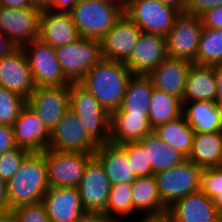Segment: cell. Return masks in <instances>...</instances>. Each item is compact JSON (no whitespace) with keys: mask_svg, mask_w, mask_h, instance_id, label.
<instances>
[{"mask_svg":"<svg viewBox=\"0 0 222 222\" xmlns=\"http://www.w3.org/2000/svg\"><path fill=\"white\" fill-rule=\"evenodd\" d=\"M116 6H126L125 0H100Z\"/></svg>","mask_w":222,"mask_h":222,"instance_id":"54","label":"cell"},{"mask_svg":"<svg viewBox=\"0 0 222 222\" xmlns=\"http://www.w3.org/2000/svg\"><path fill=\"white\" fill-rule=\"evenodd\" d=\"M111 186L102 165L93 157L88 162L77 187L85 212L104 213Z\"/></svg>","mask_w":222,"mask_h":222,"instance_id":"14","label":"cell"},{"mask_svg":"<svg viewBox=\"0 0 222 222\" xmlns=\"http://www.w3.org/2000/svg\"><path fill=\"white\" fill-rule=\"evenodd\" d=\"M141 29L124 13L99 40L102 59L124 62L135 48Z\"/></svg>","mask_w":222,"mask_h":222,"instance_id":"15","label":"cell"},{"mask_svg":"<svg viewBox=\"0 0 222 222\" xmlns=\"http://www.w3.org/2000/svg\"><path fill=\"white\" fill-rule=\"evenodd\" d=\"M49 187L44 151L31 152L7 182L8 210L41 202Z\"/></svg>","mask_w":222,"mask_h":222,"instance_id":"2","label":"cell"},{"mask_svg":"<svg viewBox=\"0 0 222 222\" xmlns=\"http://www.w3.org/2000/svg\"><path fill=\"white\" fill-rule=\"evenodd\" d=\"M153 133L175 150L181 152L186 158L191 152L194 131L186 123L184 116L158 125L152 129Z\"/></svg>","mask_w":222,"mask_h":222,"instance_id":"31","label":"cell"},{"mask_svg":"<svg viewBox=\"0 0 222 222\" xmlns=\"http://www.w3.org/2000/svg\"><path fill=\"white\" fill-rule=\"evenodd\" d=\"M182 112L180 98L153 88L149 105V123L152 129L182 116Z\"/></svg>","mask_w":222,"mask_h":222,"instance_id":"32","label":"cell"},{"mask_svg":"<svg viewBox=\"0 0 222 222\" xmlns=\"http://www.w3.org/2000/svg\"><path fill=\"white\" fill-rule=\"evenodd\" d=\"M76 222H115L108 218L104 213L85 212Z\"/></svg>","mask_w":222,"mask_h":222,"instance_id":"44","label":"cell"},{"mask_svg":"<svg viewBox=\"0 0 222 222\" xmlns=\"http://www.w3.org/2000/svg\"><path fill=\"white\" fill-rule=\"evenodd\" d=\"M60 67L71 83H78L100 60V41L80 37L75 42L54 48Z\"/></svg>","mask_w":222,"mask_h":222,"instance_id":"5","label":"cell"},{"mask_svg":"<svg viewBox=\"0 0 222 222\" xmlns=\"http://www.w3.org/2000/svg\"><path fill=\"white\" fill-rule=\"evenodd\" d=\"M98 146L88 135L77 115L69 108L51 131L48 149L94 154Z\"/></svg>","mask_w":222,"mask_h":222,"instance_id":"11","label":"cell"},{"mask_svg":"<svg viewBox=\"0 0 222 222\" xmlns=\"http://www.w3.org/2000/svg\"><path fill=\"white\" fill-rule=\"evenodd\" d=\"M51 1L52 0H28L29 6L39 12L49 10Z\"/></svg>","mask_w":222,"mask_h":222,"instance_id":"49","label":"cell"},{"mask_svg":"<svg viewBox=\"0 0 222 222\" xmlns=\"http://www.w3.org/2000/svg\"><path fill=\"white\" fill-rule=\"evenodd\" d=\"M0 222H21L14 210L0 212Z\"/></svg>","mask_w":222,"mask_h":222,"instance_id":"50","label":"cell"},{"mask_svg":"<svg viewBox=\"0 0 222 222\" xmlns=\"http://www.w3.org/2000/svg\"><path fill=\"white\" fill-rule=\"evenodd\" d=\"M40 13L31 7L12 9L0 5V32L16 47H22L39 38Z\"/></svg>","mask_w":222,"mask_h":222,"instance_id":"13","label":"cell"},{"mask_svg":"<svg viewBox=\"0 0 222 222\" xmlns=\"http://www.w3.org/2000/svg\"><path fill=\"white\" fill-rule=\"evenodd\" d=\"M214 206L217 210V213L222 220V191L221 194L213 199Z\"/></svg>","mask_w":222,"mask_h":222,"instance_id":"53","label":"cell"},{"mask_svg":"<svg viewBox=\"0 0 222 222\" xmlns=\"http://www.w3.org/2000/svg\"><path fill=\"white\" fill-rule=\"evenodd\" d=\"M26 149L16 147L0 156V178L8 182L21 167L24 159L30 154Z\"/></svg>","mask_w":222,"mask_h":222,"instance_id":"37","label":"cell"},{"mask_svg":"<svg viewBox=\"0 0 222 222\" xmlns=\"http://www.w3.org/2000/svg\"><path fill=\"white\" fill-rule=\"evenodd\" d=\"M222 158V131L194 133L187 159L201 169L220 167Z\"/></svg>","mask_w":222,"mask_h":222,"instance_id":"28","label":"cell"},{"mask_svg":"<svg viewBox=\"0 0 222 222\" xmlns=\"http://www.w3.org/2000/svg\"><path fill=\"white\" fill-rule=\"evenodd\" d=\"M146 152L153 174L182 163L187 158L157 137L153 131L138 141Z\"/></svg>","mask_w":222,"mask_h":222,"instance_id":"29","label":"cell"},{"mask_svg":"<svg viewBox=\"0 0 222 222\" xmlns=\"http://www.w3.org/2000/svg\"><path fill=\"white\" fill-rule=\"evenodd\" d=\"M190 65L185 59L167 56L148 76L155 89L182 100Z\"/></svg>","mask_w":222,"mask_h":222,"instance_id":"22","label":"cell"},{"mask_svg":"<svg viewBox=\"0 0 222 222\" xmlns=\"http://www.w3.org/2000/svg\"><path fill=\"white\" fill-rule=\"evenodd\" d=\"M181 11L159 0H128L124 14L145 33L166 36Z\"/></svg>","mask_w":222,"mask_h":222,"instance_id":"7","label":"cell"},{"mask_svg":"<svg viewBox=\"0 0 222 222\" xmlns=\"http://www.w3.org/2000/svg\"><path fill=\"white\" fill-rule=\"evenodd\" d=\"M39 38L53 48L80 38L70 12L42 11L39 17Z\"/></svg>","mask_w":222,"mask_h":222,"instance_id":"21","label":"cell"},{"mask_svg":"<svg viewBox=\"0 0 222 222\" xmlns=\"http://www.w3.org/2000/svg\"><path fill=\"white\" fill-rule=\"evenodd\" d=\"M70 109L98 145L109 143L111 114L79 83L70 84Z\"/></svg>","mask_w":222,"mask_h":222,"instance_id":"4","label":"cell"},{"mask_svg":"<svg viewBox=\"0 0 222 222\" xmlns=\"http://www.w3.org/2000/svg\"><path fill=\"white\" fill-rule=\"evenodd\" d=\"M217 107H218L220 122H221V125H222V104H217Z\"/></svg>","mask_w":222,"mask_h":222,"instance_id":"55","label":"cell"},{"mask_svg":"<svg viewBox=\"0 0 222 222\" xmlns=\"http://www.w3.org/2000/svg\"><path fill=\"white\" fill-rule=\"evenodd\" d=\"M132 184L120 183L111 186L109 193V199L106 205L104 214L118 222L117 219H121L122 216H131L132 214V196H131Z\"/></svg>","mask_w":222,"mask_h":222,"instance_id":"34","label":"cell"},{"mask_svg":"<svg viewBox=\"0 0 222 222\" xmlns=\"http://www.w3.org/2000/svg\"><path fill=\"white\" fill-rule=\"evenodd\" d=\"M202 30L201 17L182 11L165 36L168 57L195 63Z\"/></svg>","mask_w":222,"mask_h":222,"instance_id":"10","label":"cell"},{"mask_svg":"<svg viewBox=\"0 0 222 222\" xmlns=\"http://www.w3.org/2000/svg\"><path fill=\"white\" fill-rule=\"evenodd\" d=\"M109 143L120 145L136 142L152 132L149 116L136 114H111Z\"/></svg>","mask_w":222,"mask_h":222,"instance_id":"27","label":"cell"},{"mask_svg":"<svg viewBox=\"0 0 222 222\" xmlns=\"http://www.w3.org/2000/svg\"><path fill=\"white\" fill-rule=\"evenodd\" d=\"M153 84L148 75H132L128 81L120 108L111 114L149 116Z\"/></svg>","mask_w":222,"mask_h":222,"instance_id":"26","label":"cell"},{"mask_svg":"<svg viewBox=\"0 0 222 222\" xmlns=\"http://www.w3.org/2000/svg\"><path fill=\"white\" fill-rule=\"evenodd\" d=\"M26 103L22 96L0 86V124L12 126Z\"/></svg>","mask_w":222,"mask_h":222,"instance_id":"35","label":"cell"},{"mask_svg":"<svg viewBox=\"0 0 222 222\" xmlns=\"http://www.w3.org/2000/svg\"><path fill=\"white\" fill-rule=\"evenodd\" d=\"M125 7L100 0H78L70 13L80 37L100 40L122 16Z\"/></svg>","mask_w":222,"mask_h":222,"instance_id":"3","label":"cell"},{"mask_svg":"<svg viewBox=\"0 0 222 222\" xmlns=\"http://www.w3.org/2000/svg\"><path fill=\"white\" fill-rule=\"evenodd\" d=\"M131 196L132 213L141 215L144 212L143 216L166 217L168 208L161 200L154 176L137 177L132 183Z\"/></svg>","mask_w":222,"mask_h":222,"instance_id":"24","label":"cell"},{"mask_svg":"<svg viewBox=\"0 0 222 222\" xmlns=\"http://www.w3.org/2000/svg\"><path fill=\"white\" fill-rule=\"evenodd\" d=\"M213 72L215 74L217 92H216V104H222V64L212 65Z\"/></svg>","mask_w":222,"mask_h":222,"instance_id":"45","label":"cell"},{"mask_svg":"<svg viewBox=\"0 0 222 222\" xmlns=\"http://www.w3.org/2000/svg\"><path fill=\"white\" fill-rule=\"evenodd\" d=\"M167 56L165 36L141 32L124 64L134 75H149Z\"/></svg>","mask_w":222,"mask_h":222,"instance_id":"18","label":"cell"},{"mask_svg":"<svg viewBox=\"0 0 222 222\" xmlns=\"http://www.w3.org/2000/svg\"><path fill=\"white\" fill-rule=\"evenodd\" d=\"M138 222H166V217L142 216Z\"/></svg>","mask_w":222,"mask_h":222,"instance_id":"52","label":"cell"},{"mask_svg":"<svg viewBox=\"0 0 222 222\" xmlns=\"http://www.w3.org/2000/svg\"><path fill=\"white\" fill-rule=\"evenodd\" d=\"M200 17L203 27L209 29H222V6L212 8Z\"/></svg>","mask_w":222,"mask_h":222,"instance_id":"41","label":"cell"},{"mask_svg":"<svg viewBox=\"0 0 222 222\" xmlns=\"http://www.w3.org/2000/svg\"><path fill=\"white\" fill-rule=\"evenodd\" d=\"M200 190L212 200L221 194L222 167L202 169Z\"/></svg>","mask_w":222,"mask_h":222,"instance_id":"38","label":"cell"},{"mask_svg":"<svg viewBox=\"0 0 222 222\" xmlns=\"http://www.w3.org/2000/svg\"><path fill=\"white\" fill-rule=\"evenodd\" d=\"M16 147L12 126L0 124V156Z\"/></svg>","mask_w":222,"mask_h":222,"instance_id":"42","label":"cell"},{"mask_svg":"<svg viewBox=\"0 0 222 222\" xmlns=\"http://www.w3.org/2000/svg\"><path fill=\"white\" fill-rule=\"evenodd\" d=\"M182 115L194 133L222 131L218 107L215 102H186L183 104Z\"/></svg>","mask_w":222,"mask_h":222,"instance_id":"30","label":"cell"},{"mask_svg":"<svg viewBox=\"0 0 222 222\" xmlns=\"http://www.w3.org/2000/svg\"><path fill=\"white\" fill-rule=\"evenodd\" d=\"M166 222H222L212 199L201 190L174 202L167 210Z\"/></svg>","mask_w":222,"mask_h":222,"instance_id":"19","label":"cell"},{"mask_svg":"<svg viewBox=\"0 0 222 222\" xmlns=\"http://www.w3.org/2000/svg\"><path fill=\"white\" fill-rule=\"evenodd\" d=\"M22 49L36 87L71 84L62 72L55 50L50 44L38 38L22 46Z\"/></svg>","mask_w":222,"mask_h":222,"instance_id":"8","label":"cell"},{"mask_svg":"<svg viewBox=\"0 0 222 222\" xmlns=\"http://www.w3.org/2000/svg\"><path fill=\"white\" fill-rule=\"evenodd\" d=\"M78 0H52L50 9L56 12H71Z\"/></svg>","mask_w":222,"mask_h":222,"instance_id":"43","label":"cell"},{"mask_svg":"<svg viewBox=\"0 0 222 222\" xmlns=\"http://www.w3.org/2000/svg\"><path fill=\"white\" fill-rule=\"evenodd\" d=\"M218 6H222V0H187L183 12L200 17L206 11Z\"/></svg>","mask_w":222,"mask_h":222,"instance_id":"40","label":"cell"},{"mask_svg":"<svg viewBox=\"0 0 222 222\" xmlns=\"http://www.w3.org/2000/svg\"><path fill=\"white\" fill-rule=\"evenodd\" d=\"M12 128L17 147L29 152H43L49 148L51 131L28 103L21 108Z\"/></svg>","mask_w":222,"mask_h":222,"instance_id":"16","label":"cell"},{"mask_svg":"<svg viewBox=\"0 0 222 222\" xmlns=\"http://www.w3.org/2000/svg\"><path fill=\"white\" fill-rule=\"evenodd\" d=\"M16 48L13 42L0 32V58L10 54Z\"/></svg>","mask_w":222,"mask_h":222,"instance_id":"46","label":"cell"},{"mask_svg":"<svg viewBox=\"0 0 222 222\" xmlns=\"http://www.w3.org/2000/svg\"><path fill=\"white\" fill-rule=\"evenodd\" d=\"M0 86L26 100L34 91L36 86L22 47L0 58Z\"/></svg>","mask_w":222,"mask_h":222,"instance_id":"17","label":"cell"},{"mask_svg":"<svg viewBox=\"0 0 222 222\" xmlns=\"http://www.w3.org/2000/svg\"><path fill=\"white\" fill-rule=\"evenodd\" d=\"M93 155L102 165L111 185L132 184L137 179L127 154L118 145L100 144Z\"/></svg>","mask_w":222,"mask_h":222,"instance_id":"23","label":"cell"},{"mask_svg":"<svg viewBox=\"0 0 222 222\" xmlns=\"http://www.w3.org/2000/svg\"><path fill=\"white\" fill-rule=\"evenodd\" d=\"M132 75L124 62L102 59L78 83L111 114L120 108Z\"/></svg>","mask_w":222,"mask_h":222,"instance_id":"1","label":"cell"},{"mask_svg":"<svg viewBox=\"0 0 222 222\" xmlns=\"http://www.w3.org/2000/svg\"><path fill=\"white\" fill-rule=\"evenodd\" d=\"M8 210L7 182L0 178V212Z\"/></svg>","mask_w":222,"mask_h":222,"instance_id":"47","label":"cell"},{"mask_svg":"<svg viewBox=\"0 0 222 222\" xmlns=\"http://www.w3.org/2000/svg\"><path fill=\"white\" fill-rule=\"evenodd\" d=\"M50 187L77 188L93 154L81 152L44 151Z\"/></svg>","mask_w":222,"mask_h":222,"instance_id":"9","label":"cell"},{"mask_svg":"<svg viewBox=\"0 0 222 222\" xmlns=\"http://www.w3.org/2000/svg\"><path fill=\"white\" fill-rule=\"evenodd\" d=\"M202 169L188 159L154 174L163 204L169 208L174 202L200 190Z\"/></svg>","mask_w":222,"mask_h":222,"instance_id":"6","label":"cell"},{"mask_svg":"<svg viewBox=\"0 0 222 222\" xmlns=\"http://www.w3.org/2000/svg\"><path fill=\"white\" fill-rule=\"evenodd\" d=\"M118 146L127 154L133 171L138 177L154 176L151 165L147 161L146 152L138 141L127 142Z\"/></svg>","mask_w":222,"mask_h":222,"instance_id":"36","label":"cell"},{"mask_svg":"<svg viewBox=\"0 0 222 222\" xmlns=\"http://www.w3.org/2000/svg\"><path fill=\"white\" fill-rule=\"evenodd\" d=\"M195 64L207 66L222 64V29L203 27Z\"/></svg>","mask_w":222,"mask_h":222,"instance_id":"33","label":"cell"},{"mask_svg":"<svg viewBox=\"0 0 222 222\" xmlns=\"http://www.w3.org/2000/svg\"><path fill=\"white\" fill-rule=\"evenodd\" d=\"M0 5L12 9L30 7L28 0H0Z\"/></svg>","mask_w":222,"mask_h":222,"instance_id":"48","label":"cell"},{"mask_svg":"<svg viewBox=\"0 0 222 222\" xmlns=\"http://www.w3.org/2000/svg\"><path fill=\"white\" fill-rule=\"evenodd\" d=\"M21 222H51L42 202L22 205L15 210Z\"/></svg>","mask_w":222,"mask_h":222,"instance_id":"39","label":"cell"},{"mask_svg":"<svg viewBox=\"0 0 222 222\" xmlns=\"http://www.w3.org/2000/svg\"><path fill=\"white\" fill-rule=\"evenodd\" d=\"M159 1L171 5L179 9L181 12L185 10L187 4V0H159Z\"/></svg>","mask_w":222,"mask_h":222,"instance_id":"51","label":"cell"},{"mask_svg":"<svg viewBox=\"0 0 222 222\" xmlns=\"http://www.w3.org/2000/svg\"><path fill=\"white\" fill-rule=\"evenodd\" d=\"M41 202L51 222H76L85 213L78 188L49 187Z\"/></svg>","mask_w":222,"mask_h":222,"instance_id":"20","label":"cell"},{"mask_svg":"<svg viewBox=\"0 0 222 222\" xmlns=\"http://www.w3.org/2000/svg\"><path fill=\"white\" fill-rule=\"evenodd\" d=\"M27 103L52 131L70 108V85L35 87Z\"/></svg>","mask_w":222,"mask_h":222,"instance_id":"12","label":"cell"},{"mask_svg":"<svg viewBox=\"0 0 222 222\" xmlns=\"http://www.w3.org/2000/svg\"><path fill=\"white\" fill-rule=\"evenodd\" d=\"M217 84L212 66L191 63L185 83L182 104L192 101L215 102Z\"/></svg>","mask_w":222,"mask_h":222,"instance_id":"25","label":"cell"}]
</instances>
